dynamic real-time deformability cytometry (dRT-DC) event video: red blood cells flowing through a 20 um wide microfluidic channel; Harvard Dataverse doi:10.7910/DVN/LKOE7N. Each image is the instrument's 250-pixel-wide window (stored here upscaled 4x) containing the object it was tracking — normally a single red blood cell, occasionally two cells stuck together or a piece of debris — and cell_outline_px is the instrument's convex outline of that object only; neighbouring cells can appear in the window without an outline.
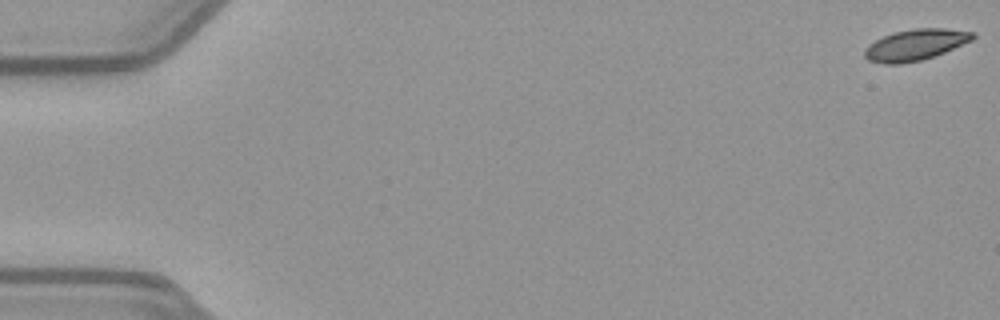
{"species": "common noctule bat (a hibernating species)", "species_latin": "Nyctalus noctula", "temperature_condition": "warm", "stored_images_in_passage": 7, "camera_frame_rate_fps": 3000, "um_per_image_px": 0.085, "animal": {"sex": "female", "body_mass_g": 21.9}, "frame": {"image": 1, "passage_image": 1, "time_ms": 0.0, "image_size_px": [1000, 320], "cell_outline_px": [[976, 36], [972, 40], [944, 52], [920, 60], [900, 64], [884, 64], [868, 60], [864, 56], [864, 48], [868, 44], [892, 32], [916, 28], [944, 28], [976, 32]], "centroid_in_image_um": [77.79, 3.8], "position_along_channel_um": 7.2, "area_um2": 19.59}}